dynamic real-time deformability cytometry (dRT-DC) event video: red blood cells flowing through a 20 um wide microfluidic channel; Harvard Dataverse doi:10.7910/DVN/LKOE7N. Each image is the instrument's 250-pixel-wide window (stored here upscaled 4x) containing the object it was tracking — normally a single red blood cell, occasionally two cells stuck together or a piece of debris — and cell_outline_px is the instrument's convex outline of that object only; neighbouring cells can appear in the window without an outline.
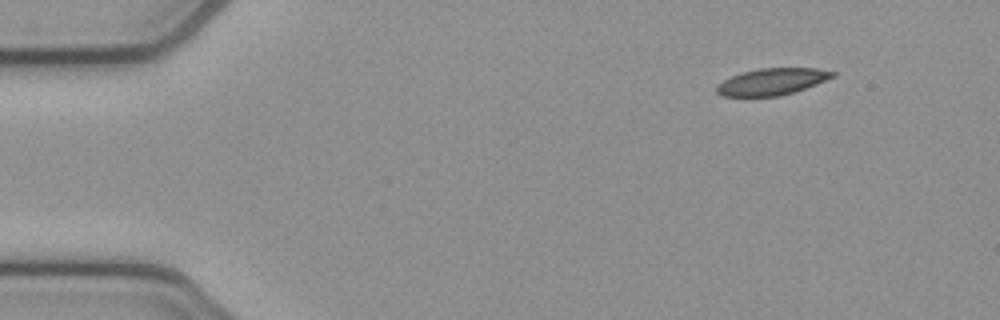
{"species": "common noctule bat (a hibernating species)", "species_latin": "Nyctalus noctula", "temperature_condition": "cold", "stored_images_in_passage": 3, "camera_frame_rate_fps": 3000, "um_per_image_px": 0.085, "animal": {"sex": "female", "body_mass_g": 21.9}, "frame": {"image": 1, "passage_image": 1, "time_ms": 0.0, "image_size_px": [1000, 320], "cell_outline_px": [[836, 76], [816, 84], [792, 92], [776, 96], [720, 96], [716, 92], [716, 84], [732, 76], [744, 72], [760, 68], [816, 68], [836, 72]], "centroid_in_image_um": [65.61, 6.93], "position_along_channel_um": 19.4, "area_um2": 17.86}}